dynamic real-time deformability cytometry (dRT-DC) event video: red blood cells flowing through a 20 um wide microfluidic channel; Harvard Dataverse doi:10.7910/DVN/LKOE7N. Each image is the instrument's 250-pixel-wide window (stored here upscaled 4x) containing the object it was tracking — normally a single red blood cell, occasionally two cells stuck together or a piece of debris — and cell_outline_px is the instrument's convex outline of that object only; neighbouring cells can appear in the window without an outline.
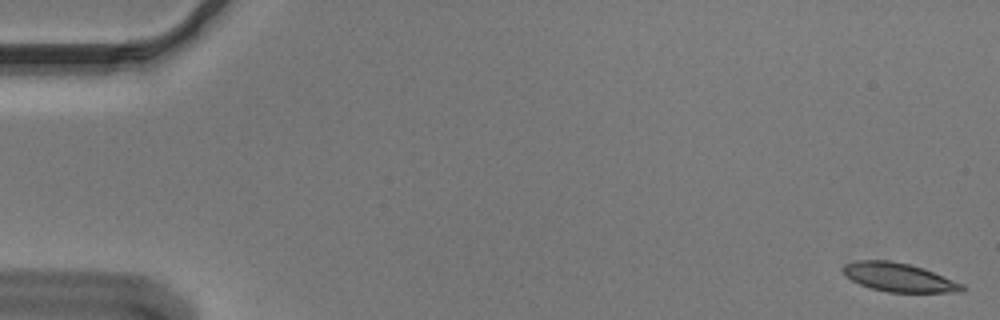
{"species": "Egyptian fruit bat (a non-hibernating species)", "species_latin": "Rousettus aegyptiacus", "temperature_condition": "cold", "stored_images_in_passage": 55, "camera_frame_rate_fps": 3000, "um_per_image_px": 0.085, "animal": {"sex": "male"}, "frame": {"image": 1, "passage_image": 1, "time_ms": 0.0, "image_size_px": [1000, 320], "cell_outline_px": [[964, 292], [888, 292], [872, 288], [860, 284], [852, 280], [840, 268], [844, 264], [856, 260], [888, 260], [908, 264], [924, 268], [964, 284]], "centroid_in_image_um": [76.41, 23.57], "position_along_channel_um": 8.6, "area_um2": 19.83}}
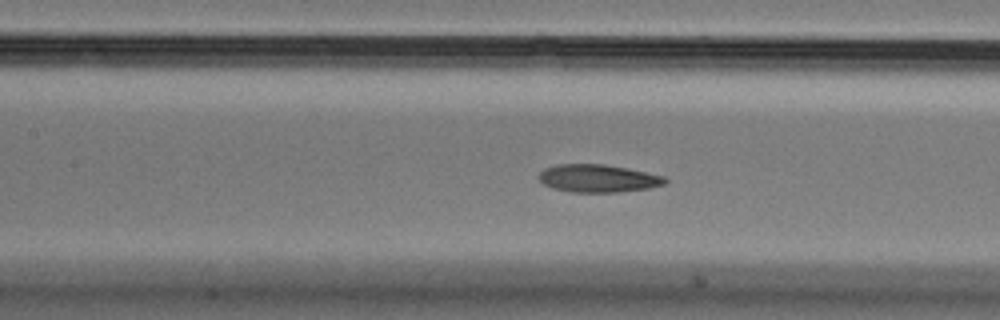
{"frame": {"image": 2, "passage_image": 25, "time_ms": 8.0, "image_size_px": [1000, 320], "cell_outline_px": [[668, 180], [664, 184], [648, 188], [616, 192], [572, 192], [552, 188], [544, 184], [536, 176], [544, 168], [556, 164], [604, 164], [628, 168], [664, 176]], "centroid_in_image_um": [50.8, 15.15], "position_along_channel_um": 156.6, "area_um2": 20.46}}
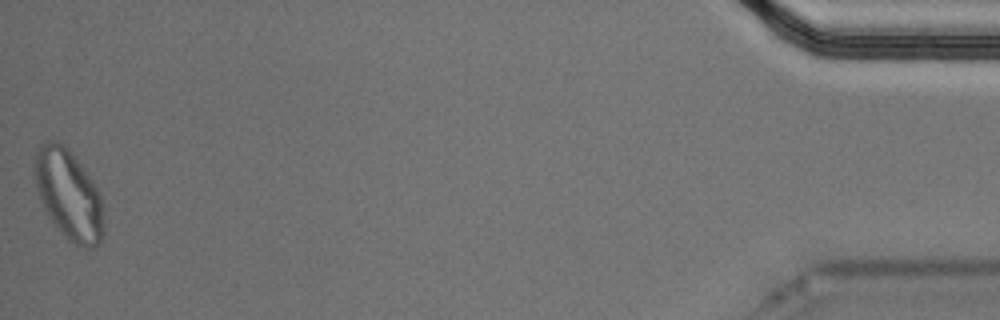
{"frame": {"image": 3, "passage_image": 55, "time_ms": 18.0, "image_size_px": [1000, 320], "cell_outline_px": [[104, 236], [100, 244], [92, 248], [76, 248], [60, 232], [48, 216], [40, 200], [32, 176], [32, 168], [36, 152], [40, 144], [44, 140], [56, 140], [64, 144], [68, 148], [92, 180], [100, 196], [104, 220]], "centroid_in_image_um": [5.81, 16.57], "position_along_channel_um": 429.4, "area_um2": 36.99}, "authors_computed_cell_mechanics": {"area_um2": 20.7502, "velocity_mm_per_s": 3.6278, "shape_relaxation_time_tau1_ms": 6.2262, "shape_relaxation_time_tau2_ms": 2.4642, "deformation_change_tau1": 0.17, "deformation_change_tau2": 0.0904}}